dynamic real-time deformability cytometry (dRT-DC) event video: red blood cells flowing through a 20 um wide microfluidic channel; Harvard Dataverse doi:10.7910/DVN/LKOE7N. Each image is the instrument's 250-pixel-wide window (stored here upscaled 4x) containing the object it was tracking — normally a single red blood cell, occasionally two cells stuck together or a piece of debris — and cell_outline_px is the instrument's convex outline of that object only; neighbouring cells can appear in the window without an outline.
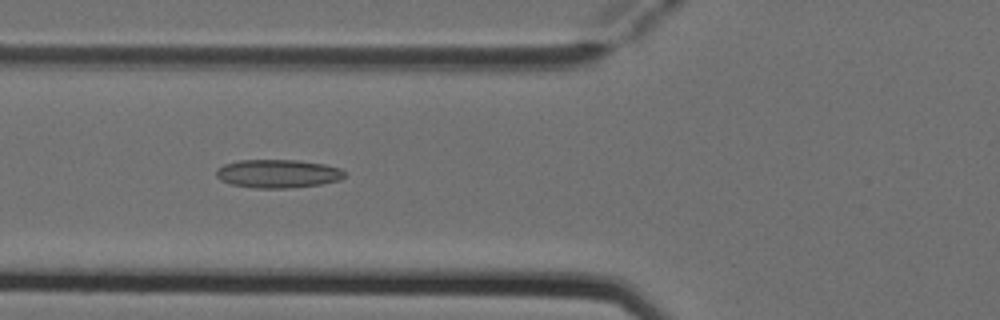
{"species": "Egyptian fruit bat (a non-hibernating species)", "species_latin": "Rousettus aegyptiacus", "temperature_condition": "cold", "stored_images_in_passage": 8, "camera_frame_rate_fps": 3000, "um_per_image_px": 0.085, "animal": {"sex": "female"}, "frame": {"image": 1, "passage_image": 6, "time_ms": 1.667, "image_size_px": [1000, 320], "cell_outline_px": [[348, 172], [340, 180], [320, 184], [288, 188], [256, 188], [232, 184], [220, 180], [216, 176], [216, 168], [224, 164], [240, 160], [296, 160], [324, 164], [340, 168]], "centroid_in_image_um": [23.62, 14.75], "position_along_channel_um": 102.2, "area_um2": 21.27}}
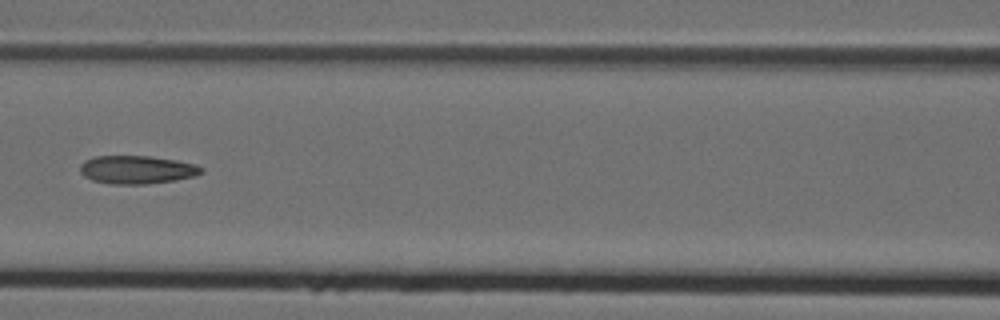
{"frame": {"image": 2, "passage_image": 7, "time_ms": 2.0, "image_size_px": [1000, 320], "cell_outline_px": [[204, 172], [196, 176], [176, 180], [144, 184], [112, 184], [92, 180], [84, 176], [80, 172], [80, 164], [84, 160], [96, 156], [148, 156], [176, 160], [196, 164], [204, 168]], "centroid_in_image_um": [11.66, 14.42], "position_along_channel_um": 154.9, "area_um2": 20.06}}
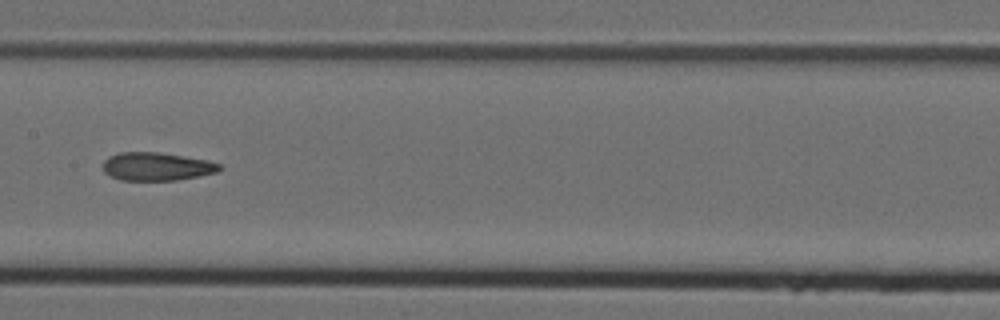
{"frame": {"image": 3, "passage_image": 8, "time_ms": 2.333, "image_size_px": [1000, 320], "cell_outline_px": [[220, 168], [216, 172], [176, 180], [120, 180], [104, 172], [104, 160], [108, 156], [120, 152], [160, 152], [208, 160], [220, 164]], "centroid_in_image_um": [13.29, 14.14], "position_along_channel_um": 194.1, "area_um2": 18.96}}